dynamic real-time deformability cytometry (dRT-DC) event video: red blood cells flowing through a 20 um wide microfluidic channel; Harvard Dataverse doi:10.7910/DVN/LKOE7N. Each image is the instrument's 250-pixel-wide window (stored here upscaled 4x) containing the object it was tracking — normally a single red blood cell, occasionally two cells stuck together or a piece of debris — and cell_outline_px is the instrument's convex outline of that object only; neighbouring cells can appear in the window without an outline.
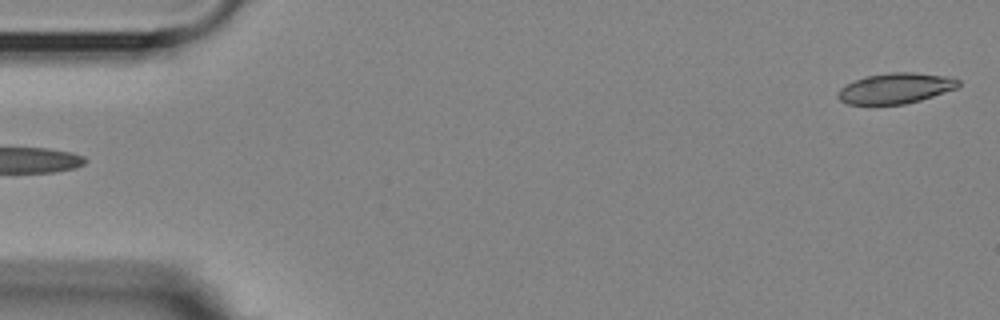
{"species": "Egyptian fruit bat (a non-hibernating species)", "species_latin": "Rousettus aegyptiacus", "temperature_condition": "room temperature", "stored_images_in_passage": 5, "segment_of_instrument_passage": [2, 2], "camera_frame_rate_fps": 3000, "um_per_image_px": 0.085, "animal": {"sex": "female"}, "frame": {"image": 1, "passage_image": 5, "time_ms": 4.667, "image_size_px": [1000, 320], "cell_outline_px": [[960, 84], [956, 88], [920, 100], [904, 104], [848, 104], [840, 100], [836, 96], [836, 92], [840, 88], [856, 80], [868, 76], [888, 72], [912, 72], [944, 76], [960, 80]], "centroid_in_image_um": [76.1, 7.5], "position_along_channel_um": 8.9, "area_um2": 21.15}}